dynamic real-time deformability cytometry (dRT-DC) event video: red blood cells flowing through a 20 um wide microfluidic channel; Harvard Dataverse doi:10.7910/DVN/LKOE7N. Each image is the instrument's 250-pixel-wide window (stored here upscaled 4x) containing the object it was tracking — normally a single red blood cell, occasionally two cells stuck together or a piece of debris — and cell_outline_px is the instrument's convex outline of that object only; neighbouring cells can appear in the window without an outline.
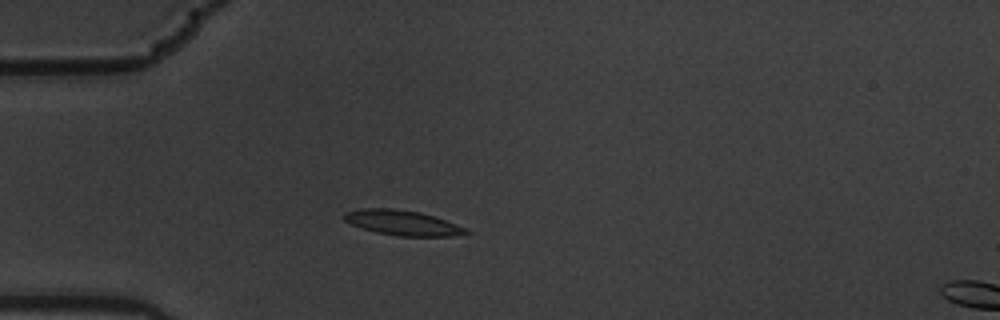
{"species": "common noctule bat (a hibernating species)", "species_latin": "Nyctalus noctula", "temperature_condition": "warm", "stored_images_in_passage": 5, "segment_of_instrument_passage": [1, 2], "camera_frame_rate_fps": 3000, "um_per_image_px": 0.085, "animal": {"sex": "male", "body_mass_g": 19.5, "forearm_length_mm": 54.6}, "frame": {"image": 1, "passage_image": 4, "time_ms": 1.0, "image_size_px": [1000, 320], "cell_outline_px": [[472, 232], [452, 236], [396, 236], [376, 232], [360, 228], [344, 220], [344, 212], [364, 208], [392, 208], [420, 212], [456, 224]], "centroid_in_image_um": [34.18, 18.94], "position_along_channel_um": 50.8, "area_um2": 17.63}}